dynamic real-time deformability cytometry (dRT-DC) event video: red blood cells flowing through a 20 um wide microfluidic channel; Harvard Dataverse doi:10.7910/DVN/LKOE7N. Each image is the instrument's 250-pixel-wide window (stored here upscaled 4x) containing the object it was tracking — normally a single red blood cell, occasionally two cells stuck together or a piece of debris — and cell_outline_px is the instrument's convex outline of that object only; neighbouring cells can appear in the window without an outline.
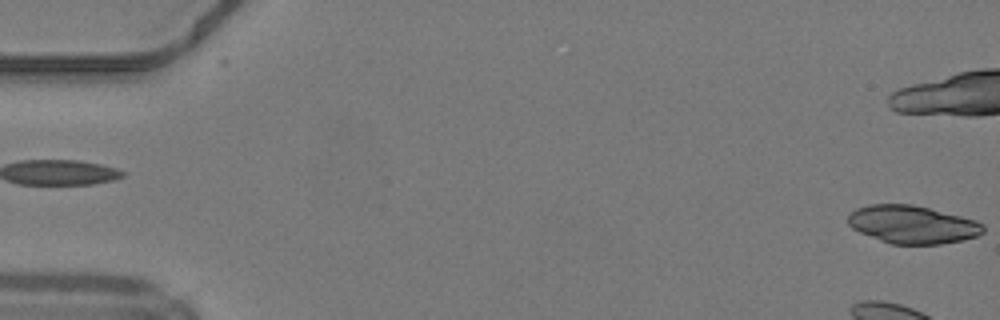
{"species": "common noctule bat (a hibernating species)", "species_latin": "Nyctalus noctula", "temperature_condition": "warm", "stored_images_in_passage": 34, "camera_frame_rate_fps": 3000, "um_per_image_px": 0.085, "animal": {"sex": "male", "body_mass_g": 19.2, "forearm_length_mm": 51.8}, "frame": {"image": 1, "passage_image": 1, "time_ms": 0.0, "image_size_px": [1000, 320], "cell_outline_px": [[984, 232], [976, 236], [964, 240], [940, 244], [892, 244], [880, 240], [860, 232], [852, 228], [848, 224], [848, 216], [856, 208], [868, 204], [912, 204], [976, 220], [984, 224]], "centroid_in_image_um": [77.56, 19.08], "position_along_channel_um": 7.4, "area_um2": 29.82}}